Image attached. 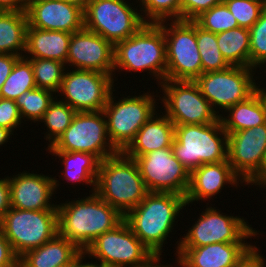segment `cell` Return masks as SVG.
Masks as SVG:
<instances>
[{
  "label": "cell",
  "instance_id": "cell-1",
  "mask_svg": "<svg viewBox=\"0 0 266 267\" xmlns=\"http://www.w3.org/2000/svg\"><path fill=\"white\" fill-rule=\"evenodd\" d=\"M83 198L57 204L58 234L73 242L81 251L124 220L117 209L96 193Z\"/></svg>",
  "mask_w": 266,
  "mask_h": 267
},
{
  "label": "cell",
  "instance_id": "cell-2",
  "mask_svg": "<svg viewBox=\"0 0 266 267\" xmlns=\"http://www.w3.org/2000/svg\"><path fill=\"white\" fill-rule=\"evenodd\" d=\"M184 207V196L171 192H148L145 198L124 216V220L153 255L160 256L163 243L174 229L175 220Z\"/></svg>",
  "mask_w": 266,
  "mask_h": 267
},
{
  "label": "cell",
  "instance_id": "cell-3",
  "mask_svg": "<svg viewBox=\"0 0 266 267\" xmlns=\"http://www.w3.org/2000/svg\"><path fill=\"white\" fill-rule=\"evenodd\" d=\"M95 193L123 216L148 194L136 161L123 152L100 161Z\"/></svg>",
  "mask_w": 266,
  "mask_h": 267
},
{
  "label": "cell",
  "instance_id": "cell-4",
  "mask_svg": "<svg viewBox=\"0 0 266 267\" xmlns=\"http://www.w3.org/2000/svg\"><path fill=\"white\" fill-rule=\"evenodd\" d=\"M126 72L149 71L160 85L166 80L167 52L163 29L146 23L135 34L114 45V69ZM152 73V74H151Z\"/></svg>",
  "mask_w": 266,
  "mask_h": 267
},
{
  "label": "cell",
  "instance_id": "cell-5",
  "mask_svg": "<svg viewBox=\"0 0 266 267\" xmlns=\"http://www.w3.org/2000/svg\"><path fill=\"white\" fill-rule=\"evenodd\" d=\"M172 149L191 173L203 164L227 161L228 134L221 119L210 124L175 125Z\"/></svg>",
  "mask_w": 266,
  "mask_h": 267
},
{
  "label": "cell",
  "instance_id": "cell-6",
  "mask_svg": "<svg viewBox=\"0 0 266 267\" xmlns=\"http://www.w3.org/2000/svg\"><path fill=\"white\" fill-rule=\"evenodd\" d=\"M0 229L20 258L58 234L57 210L10 208L0 221Z\"/></svg>",
  "mask_w": 266,
  "mask_h": 267
},
{
  "label": "cell",
  "instance_id": "cell-7",
  "mask_svg": "<svg viewBox=\"0 0 266 267\" xmlns=\"http://www.w3.org/2000/svg\"><path fill=\"white\" fill-rule=\"evenodd\" d=\"M113 91L115 90L110 93L103 112L109 139L119 152H123L134 140L139 129L156 112L157 104L154 94L151 95L148 91L139 96H123L118 101L113 97Z\"/></svg>",
  "mask_w": 266,
  "mask_h": 267
},
{
  "label": "cell",
  "instance_id": "cell-8",
  "mask_svg": "<svg viewBox=\"0 0 266 267\" xmlns=\"http://www.w3.org/2000/svg\"><path fill=\"white\" fill-rule=\"evenodd\" d=\"M157 24L163 29L166 41V80L195 81L202 74L196 23L173 20L168 24L167 21Z\"/></svg>",
  "mask_w": 266,
  "mask_h": 267
},
{
  "label": "cell",
  "instance_id": "cell-9",
  "mask_svg": "<svg viewBox=\"0 0 266 267\" xmlns=\"http://www.w3.org/2000/svg\"><path fill=\"white\" fill-rule=\"evenodd\" d=\"M47 150L91 153L100 161L119 152L109 139L103 111L77 112L64 133Z\"/></svg>",
  "mask_w": 266,
  "mask_h": 267
},
{
  "label": "cell",
  "instance_id": "cell-10",
  "mask_svg": "<svg viewBox=\"0 0 266 267\" xmlns=\"http://www.w3.org/2000/svg\"><path fill=\"white\" fill-rule=\"evenodd\" d=\"M84 255L95 258L104 267H142L155 257L125 220L98 236Z\"/></svg>",
  "mask_w": 266,
  "mask_h": 267
},
{
  "label": "cell",
  "instance_id": "cell-11",
  "mask_svg": "<svg viewBox=\"0 0 266 267\" xmlns=\"http://www.w3.org/2000/svg\"><path fill=\"white\" fill-rule=\"evenodd\" d=\"M126 2L89 0L83 11L84 28L97 33L113 45L129 38L146 23L137 8Z\"/></svg>",
  "mask_w": 266,
  "mask_h": 267
},
{
  "label": "cell",
  "instance_id": "cell-12",
  "mask_svg": "<svg viewBox=\"0 0 266 267\" xmlns=\"http://www.w3.org/2000/svg\"><path fill=\"white\" fill-rule=\"evenodd\" d=\"M165 115L174 125L210 124L220 119L219 110L214 111L194 81L164 80Z\"/></svg>",
  "mask_w": 266,
  "mask_h": 267
},
{
  "label": "cell",
  "instance_id": "cell-13",
  "mask_svg": "<svg viewBox=\"0 0 266 267\" xmlns=\"http://www.w3.org/2000/svg\"><path fill=\"white\" fill-rule=\"evenodd\" d=\"M254 68L229 66L221 71L201 74L194 82L215 111L218 107L227 111L256 92ZM225 109V110H224Z\"/></svg>",
  "mask_w": 266,
  "mask_h": 267
},
{
  "label": "cell",
  "instance_id": "cell-14",
  "mask_svg": "<svg viewBox=\"0 0 266 267\" xmlns=\"http://www.w3.org/2000/svg\"><path fill=\"white\" fill-rule=\"evenodd\" d=\"M212 206L202 211L201 216L188 230L184 238L177 241L178 247H200L213 243H245V239L259 233L244 218L224 215Z\"/></svg>",
  "mask_w": 266,
  "mask_h": 267
},
{
  "label": "cell",
  "instance_id": "cell-15",
  "mask_svg": "<svg viewBox=\"0 0 266 267\" xmlns=\"http://www.w3.org/2000/svg\"><path fill=\"white\" fill-rule=\"evenodd\" d=\"M67 66L59 92L60 100L76 112L103 111L114 89V78L102 72L77 70Z\"/></svg>",
  "mask_w": 266,
  "mask_h": 267
},
{
  "label": "cell",
  "instance_id": "cell-16",
  "mask_svg": "<svg viewBox=\"0 0 266 267\" xmlns=\"http://www.w3.org/2000/svg\"><path fill=\"white\" fill-rule=\"evenodd\" d=\"M129 158L136 161L148 192H171L186 196L190 172L175 157L172 147Z\"/></svg>",
  "mask_w": 266,
  "mask_h": 267
},
{
  "label": "cell",
  "instance_id": "cell-17",
  "mask_svg": "<svg viewBox=\"0 0 266 267\" xmlns=\"http://www.w3.org/2000/svg\"><path fill=\"white\" fill-rule=\"evenodd\" d=\"M66 64L77 70L102 72L113 77L114 45L83 28L71 35Z\"/></svg>",
  "mask_w": 266,
  "mask_h": 267
},
{
  "label": "cell",
  "instance_id": "cell-18",
  "mask_svg": "<svg viewBox=\"0 0 266 267\" xmlns=\"http://www.w3.org/2000/svg\"><path fill=\"white\" fill-rule=\"evenodd\" d=\"M266 153V123L228 134L227 160L246 182L259 170Z\"/></svg>",
  "mask_w": 266,
  "mask_h": 267
},
{
  "label": "cell",
  "instance_id": "cell-19",
  "mask_svg": "<svg viewBox=\"0 0 266 267\" xmlns=\"http://www.w3.org/2000/svg\"><path fill=\"white\" fill-rule=\"evenodd\" d=\"M26 14L32 28L70 34L84 28L83 10L63 0H27Z\"/></svg>",
  "mask_w": 266,
  "mask_h": 267
},
{
  "label": "cell",
  "instance_id": "cell-20",
  "mask_svg": "<svg viewBox=\"0 0 266 267\" xmlns=\"http://www.w3.org/2000/svg\"><path fill=\"white\" fill-rule=\"evenodd\" d=\"M58 182V183H57ZM11 207L21 210H57V205L51 204L52 195L59 187V180L29 171L10 176ZM55 192V193H53Z\"/></svg>",
  "mask_w": 266,
  "mask_h": 267
},
{
  "label": "cell",
  "instance_id": "cell-21",
  "mask_svg": "<svg viewBox=\"0 0 266 267\" xmlns=\"http://www.w3.org/2000/svg\"><path fill=\"white\" fill-rule=\"evenodd\" d=\"M256 246L249 243H213L200 247H178L181 267H235Z\"/></svg>",
  "mask_w": 266,
  "mask_h": 267
},
{
  "label": "cell",
  "instance_id": "cell-22",
  "mask_svg": "<svg viewBox=\"0 0 266 267\" xmlns=\"http://www.w3.org/2000/svg\"><path fill=\"white\" fill-rule=\"evenodd\" d=\"M243 180L233 171L227 161L219 163L203 164L190 173V184L185 196L186 205L194 201L212 199L223 190L225 185L230 184L236 188Z\"/></svg>",
  "mask_w": 266,
  "mask_h": 267
},
{
  "label": "cell",
  "instance_id": "cell-23",
  "mask_svg": "<svg viewBox=\"0 0 266 267\" xmlns=\"http://www.w3.org/2000/svg\"><path fill=\"white\" fill-rule=\"evenodd\" d=\"M157 114L156 111L123 151L127 157H139L158 149L172 147L175 125L165 114Z\"/></svg>",
  "mask_w": 266,
  "mask_h": 267
},
{
  "label": "cell",
  "instance_id": "cell-24",
  "mask_svg": "<svg viewBox=\"0 0 266 267\" xmlns=\"http://www.w3.org/2000/svg\"><path fill=\"white\" fill-rule=\"evenodd\" d=\"M71 35L65 31L32 28L28 25L26 50L27 59H52L66 64Z\"/></svg>",
  "mask_w": 266,
  "mask_h": 267
},
{
  "label": "cell",
  "instance_id": "cell-25",
  "mask_svg": "<svg viewBox=\"0 0 266 267\" xmlns=\"http://www.w3.org/2000/svg\"><path fill=\"white\" fill-rule=\"evenodd\" d=\"M81 250L69 240L56 234L38 248L27 251L19 258V267H57L70 263Z\"/></svg>",
  "mask_w": 266,
  "mask_h": 267
},
{
  "label": "cell",
  "instance_id": "cell-26",
  "mask_svg": "<svg viewBox=\"0 0 266 267\" xmlns=\"http://www.w3.org/2000/svg\"><path fill=\"white\" fill-rule=\"evenodd\" d=\"M27 28L26 11L0 10V54L24 57Z\"/></svg>",
  "mask_w": 266,
  "mask_h": 267
},
{
  "label": "cell",
  "instance_id": "cell-27",
  "mask_svg": "<svg viewBox=\"0 0 266 267\" xmlns=\"http://www.w3.org/2000/svg\"><path fill=\"white\" fill-rule=\"evenodd\" d=\"M226 117L220 114L224 130L231 134L240 130H246L266 123V110L264 104L255 92L248 99L230 107Z\"/></svg>",
  "mask_w": 266,
  "mask_h": 267
},
{
  "label": "cell",
  "instance_id": "cell-28",
  "mask_svg": "<svg viewBox=\"0 0 266 267\" xmlns=\"http://www.w3.org/2000/svg\"><path fill=\"white\" fill-rule=\"evenodd\" d=\"M53 156L61 158L64 164L62 171L63 178L68 182H85L93 188L91 193H95L96 179L100 160L91 153L86 152H65V151H49Z\"/></svg>",
  "mask_w": 266,
  "mask_h": 267
},
{
  "label": "cell",
  "instance_id": "cell-29",
  "mask_svg": "<svg viewBox=\"0 0 266 267\" xmlns=\"http://www.w3.org/2000/svg\"><path fill=\"white\" fill-rule=\"evenodd\" d=\"M219 50L230 66L250 68V31L237 27L216 34Z\"/></svg>",
  "mask_w": 266,
  "mask_h": 267
},
{
  "label": "cell",
  "instance_id": "cell-30",
  "mask_svg": "<svg viewBox=\"0 0 266 267\" xmlns=\"http://www.w3.org/2000/svg\"><path fill=\"white\" fill-rule=\"evenodd\" d=\"M35 88L37 86L32 65L27 58L20 57L3 84L0 97L15 101L21 94Z\"/></svg>",
  "mask_w": 266,
  "mask_h": 267
},
{
  "label": "cell",
  "instance_id": "cell-31",
  "mask_svg": "<svg viewBox=\"0 0 266 267\" xmlns=\"http://www.w3.org/2000/svg\"><path fill=\"white\" fill-rule=\"evenodd\" d=\"M77 112L67 103L54 101L44 113L43 118L39 122H43L47 126L44 139L49 141L48 147L52 146L55 141L64 133L67 127L71 124L73 117Z\"/></svg>",
  "mask_w": 266,
  "mask_h": 267
},
{
  "label": "cell",
  "instance_id": "cell-32",
  "mask_svg": "<svg viewBox=\"0 0 266 267\" xmlns=\"http://www.w3.org/2000/svg\"><path fill=\"white\" fill-rule=\"evenodd\" d=\"M196 39L202 63V74L221 71L230 65L223 58L215 33L202 29L196 24Z\"/></svg>",
  "mask_w": 266,
  "mask_h": 267
},
{
  "label": "cell",
  "instance_id": "cell-33",
  "mask_svg": "<svg viewBox=\"0 0 266 267\" xmlns=\"http://www.w3.org/2000/svg\"><path fill=\"white\" fill-rule=\"evenodd\" d=\"M53 94L54 92L42 88H35L21 94L15 102L22 121L27 119V121L39 122L56 98Z\"/></svg>",
  "mask_w": 266,
  "mask_h": 267
},
{
  "label": "cell",
  "instance_id": "cell-34",
  "mask_svg": "<svg viewBox=\"0 0 266 267\" xmlns=\"http://www.w3.org/2000/svg\"><path fill=\"white\" fill-rule=\"evenodd\" d=\"M32 65L37 88L59 93L66 64L52 59H28Z\"/></svg>",
  "mask_w": 266,
  "mask_h": 267
},
{
  "label": "cell",
  "instance_id": "cell-35",
  "mask_svg": "<svg viewBox=\"0 0 266 267\" xmlns=\"http://www.w3.org/2000/svg\"><path fill=\"white\" fill-rule=\"evenodd\" d=\"M138 1H140V5L142 6L140 8V12L141 11L143 12V13L141 12V14H143L141 15V17L145 23L157 24L162 21L181 20V0H138Z\"/></svg>",
  "mask_w": 266,
  "mask_h": 267
},
{
  "label": "cell",
  "instance_id": "cell-36",
  "mask_svg": "<svg viewBox=\"0 0 266 267\" xmlns=\"http://www.w3.org/2000/svg\"><path fill=\"white\" fill-rule=\"evenodd\" d=\"M193 21L202 29L215 34L239 27L237 20L224 3L204 11Z\"/></svg>",
  "mask_w": 266,
  "mask_h": 267
},
{
  "label": "cell",
  "instance_id": "cell-37",
  "mask_svg": "<svg viewBox=\"0 0 266 267\" xmlns=\"http://www.w3.org/2000/svg\"><path fill=\"white\" fill-rule=\"evenodd\" d=\"M249 31L250 68L257 69L266 63V8Z\"/></svg>",
  "mask_w": 266,
  "mask_h": 267
},
{
  "label": "cell",
  "instance_id": "cell-38",
  "mask_svg": "<svg viewBox=\"0 0 266 267\" xmlns=\"http://www.w3.org/2000/svg\"><path fill=\"white\" fill-rule=\"evenodd\" d=\"M228 10L237 20L239 27L250 29L259 19L266 8L263 4L253 0H223Z\"/></svg>",
  "mask_w": 266,
  "mask_h": 267
},
{
  "label": "cell",
  "instance_id": "cell-39",
  "mask_svg": "<svg viewBox=\"0 0 266 267\" xmlns=\"http://www.w3.org/2000/svg\"><path fill=\"white\" fill-rule=\"evenodd\" d=\"M21 120L16 102L0 97V127L7 128L13 133L14 129L21 127Z\"/></svg>",
  "mask_w": 266,
  "mask_h": 267
},
{
  "label": "cell",
  "instance_id": "cell-40",
  "mask_svg": "<svg viewBox=\"0 0 266 267\" xmlns=\"http://www.w3.org/2000/svg\"><path fill=\"white\" fill-rule=\"evenodd\" d=\"M223 3V0H181V20L193 21L201 13Z\"/></svg>",
  "mask_w": 266,
  "mask_h": 267
},
{
  "label": "cell",
  "instance_id": "cell-41",
  "mask_svg": "<svg viewBox=\"0 0 266 267\" xmlns=\"http://www.w3.org/2000/svg\"><path fill=\"white\" fill-rule=\"evenodd\" d=\"M0 267H19V257L0 229Z\"/></svg>",
  "mask_w": 266,
  "mask_h": 267
},
{
  "label": "cell",
  "instance_id": "cell-42",
  "mask_svg": "<svg viewBox=\"0 0 266 267\" xmlns=\"http://www.w3.org/2000/svg\"><path fill=\"white\" fill-rule=\"evenodd\" d=\"M20 57L12 54H0V91L10 75L13 66Z\"/></svg>",
  "mask_w": 266,
  "mask_h": 267
},
{
  "label": "cell",
  "instance_id": "cell-43",
  "mask_svg": "<svg viewBox=\"0 0 266 267\" xmlns=\"http://www.w3.org/2000/svg\"><path fill=\"white\" fill-rule=\"evenodd\" d=\"M11 208L9 177L0 178V221Z\"/></svg>",
  "mask_w": 266,
  "mask_h": 267
},
{
  "label": "cell",
  "instance_id": "cell-44",
  "mask_svg": "<svg viewBox=\"0 0 266 267\" xmlns=\"http://www.w3.org/2000/svg\"><path fill=\"white\" fill-rule=\"evenodd\" d=\"M255 247L245 258H243L235 267H266V259ZM265 265V266H264Z\"/></svg>",
  "mask_w": 266,
  "mask_h": 267
},
{
  "label": "cell",
  "instance_id": "cell-45",
  "mask_svg": "<svg viewBox=\"0 0 266 267\" xmlns=\"http://www.w3.org/2000/svg\"><path fill=\"white\" fill-rule=\"evenodd\" d=\"M245 185H259L257 187L264 188L266 187V153L264 155L262 164L259 170L246 182Z\"/></svg>",
  "mask_w": 266,
  "mask_h": 267
},
{
  "label": "cell",
  "instance_id": "cell-46",
  "mask_svg": "<svg viewBox=\"0 0 266 267\" xmlns=\"http://www.w3.org/2000/svg\"><path fill=\"white\" fill-rule=\"evenodd\" d=\"M27 0H0V10L26 11Z\"/></svg>",
  "mask_w": 266,
  "mask_h": 267
},
{
  "label": "cell",
  "instance_id": "cell-47",
  "mask_svg": "<svg viewBox=\"0 0 266 267\" xmlns=\"http://www.w3.org/2000/svg\"><path fill=\"white\" fill-rule=\"evenodd\" d=\"M13 135V133L7 128L0 127V146L10 140L9 138Z\"/></svg>",
  "mask_w": 266,
  "mask_h": 267
},
{
  "label": "cell",
  "instance_id": "cell-48",
  "mask_svg": "<svg viewBox=\"0 0 266 267\" xmlns=\"http://www.w3.org/2000/svg\"><path fill=\"white\" fill-rule=\"evenodd\" d=\"M85 255H83L76 263H75V265H74V267H104V266H102V265H100V264H98V263H96V262H94V263H90V262H87V263H83V259H85Z\"/></svg>",
  "mask_w": 266,
  "mask_h": 267
},
{
  "label": "cell",
  "instance_id": "cell-49",
  "mask_svg": "<svg viewBox=\"0 0 266 267\" xmlns=\"http://www.w3.org/2000/svg\"><path fill=\"white\" fill-rule=\"evenodd\" d=\"M160 256H155L152 260H150L146 265L142 266V267H170V265H161L160 262ZM158 264V265H157Z\"/></svg>",
  "mask_w": 266,
  "mask_h": 267
},
{
  "label": "cell",
  "instance_id": "cell-50",
  "mask_svg": "<svg viewBox=\"0 0 266 267\" xmlns=\"http://www.w3.org/2000/svg\"><path fill=\"white\" fill-rule=\"evenodd\" d=\"M67 3L73 4L81 8L83 11L85 10L89 0H63Z\"/></svg>",
  "mask_w": 266,
  "mask_h": 267
},
{
  "label": "cell",
  "instance_id": "cell-51",
  "mask_svg": "<svg viewBox=\"0 0 266 267\" xmlns=\"http://www.w3.org/2000/svg\"><path fill=\"white\" fill-rule=\"evenodd\" d=\"M259 87H261V86L256 85V93L261 98V100L264 104L265 110H266V89H264L263 87L262 88H259Z\"/></svg>",
  "mask_w": 266,
  "mask_h": 267
},
{
  "label": "cell",
  "instance_id": "cell-52",
  "mask_svg": "<svg viewBox=\"0 0 266 267\" xmlns=\"http://www.w3.org/2000/svg\"><path fill=\"white\" fill-rule=\"evenodd\" d=\"M84 255V251H81L70 263H65L57 267H74L75 263Z\"/></svg>",
  "mask_w": 266,
  "mask_h": 267
},
{
  "label": "cell",
  "instance_id": "cell-53",
  "mask_svg": "<svg viewBox=\"0 0 266 267\" xmlns=\"http://www.w3.org/2000/svg\"><path fill=\"white\" fill-rule=\"evenodd\" d=\"M253 1L259 2L266 7V0H253Z\"/></svg>",
  "mask_w": 266,
  "mask_h": 267
}]
</instances>
